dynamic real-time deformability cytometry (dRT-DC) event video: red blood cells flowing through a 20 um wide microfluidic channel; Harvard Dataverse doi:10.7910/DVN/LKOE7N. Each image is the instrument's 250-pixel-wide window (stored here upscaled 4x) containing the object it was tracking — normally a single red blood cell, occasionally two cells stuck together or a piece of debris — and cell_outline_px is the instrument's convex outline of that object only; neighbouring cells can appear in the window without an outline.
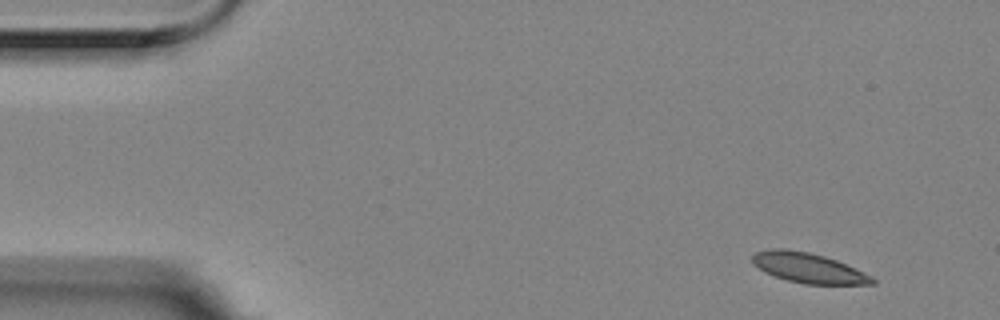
{"species": "Egyptian fruit bat (a non-hibernating species)", "species_latin": "Rousettus aegyptiacus", "temperature_condition": "room temperature", "stored_images_in_passage": 8, "camera_frame_rate_fps": 3000, "um_per_image_px": 0.085, "animal": {"sex": "female"}, "frame": {"image": 1, "passage_image": 1, "time_ms": 0.0, "image_size_px": [1000, 320], "cell_outline_px": [[876, 284], [804, 284], [788, 280], [764, 272], [752, 264], [752, 256], [756, 252], [768, 248], [788, 248], [808, 252], [824, 256], [836, 260], [872, 276], [876, 280]], "centroid_in_image_um": [68.68, 22.76], "position_along_channel_um": 16.3, "area_um2": 20.98}}
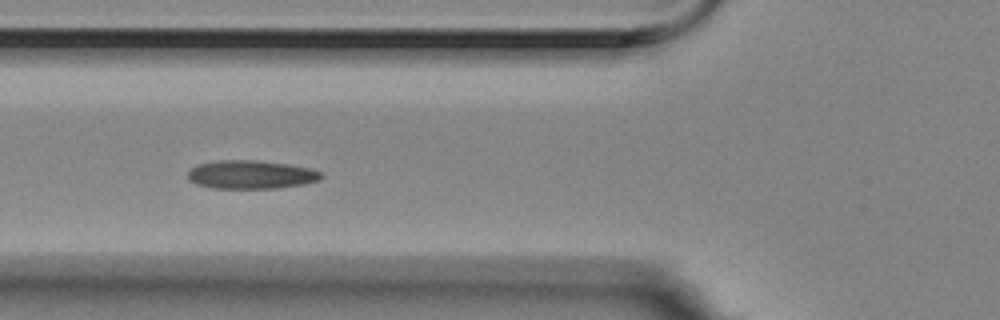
{"frame": {"image": 2, "passage_image": 5, "time_ms": 1.333, "image_size_px": [1000, 320], "cell_outline_px": [[324, 176], [320, 180], [304, 184], [276, 188], [212, 188], [196, 184], [188, 180], [188, 172], [196, 164], [216, 160], [256, 160], [288, 164], [308, 168], [324, 172]], "centroid_in_image_um": [21.34, 14.83], "position_along_channel_um": 104.5, "area_um2": 22.31}}
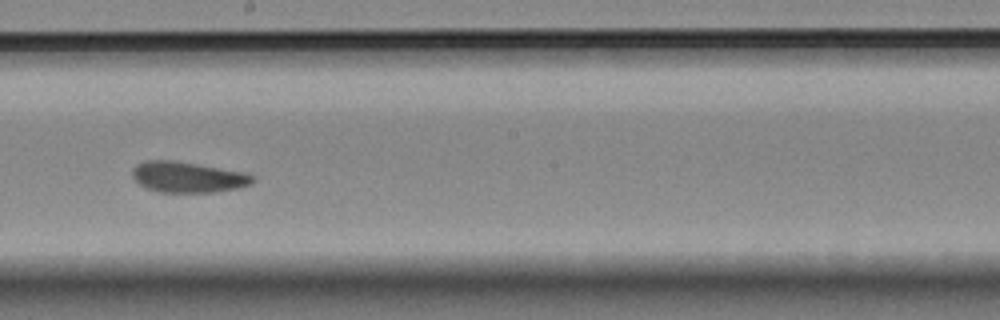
{"frame": {"image": 3, "passage_image": 8, "time_ms": 2.333, "image_size_px": [1000, 320], "cell_outline_px": [[256, 180], [252, 184], [240, 188], [212, 192], [160, 192], [148, 188], [140, 184], [132, 176], [132, 168], [136, 164], [144, 160], [172, 160], [244, 172], [252, 176]], "centroid_in_image_um": [15.96, 15.05], "position_along_channel_um": 232.2, "area_um2": 21.5}}